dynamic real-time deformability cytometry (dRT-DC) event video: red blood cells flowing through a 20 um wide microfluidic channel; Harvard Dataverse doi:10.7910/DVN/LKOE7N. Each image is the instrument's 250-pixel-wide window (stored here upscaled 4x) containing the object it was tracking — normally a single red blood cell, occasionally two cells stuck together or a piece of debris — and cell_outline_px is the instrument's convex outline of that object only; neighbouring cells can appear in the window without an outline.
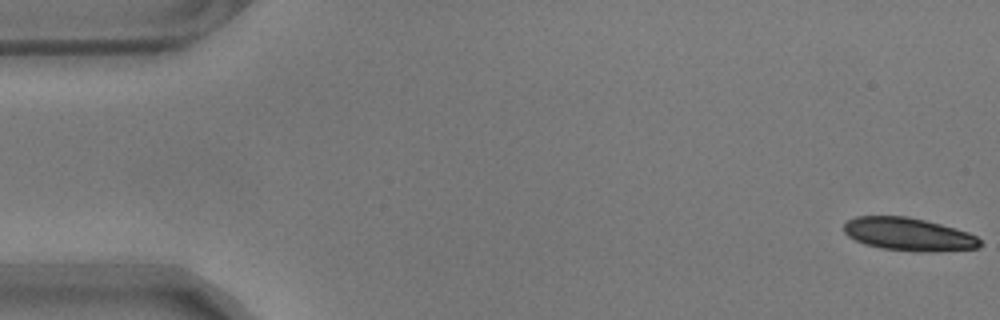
{"species": "common noctule bat (a hibernating species)", "species_latin": "Nyctalus noctula", "temperature_condition": "warm", "stored_images_in_passage": 18, "camera_frame_rate_fps": 3000, "um_per_image_px": 0.085, "animal": {"sex": "male", "body_mass_g": 17.9}, "frame": {"image": 1, "passage_image": 1, "time_ms": 0.0, "image_size_px": [1000, 320], "cell_outline_px": [[984, 244], [980, 248], [932, 252], [916, 252], [880, 248], [864, 244], [848, 236], [844, 232], [844, 224], [848, 220], [856, 216], [908, 216], [940, 224], [968, 232], [976, 236]], "centroid_in_image_um": [77.25, 19.92], "position_along_channel_um": 7.8, "area_um2": 26.36}}
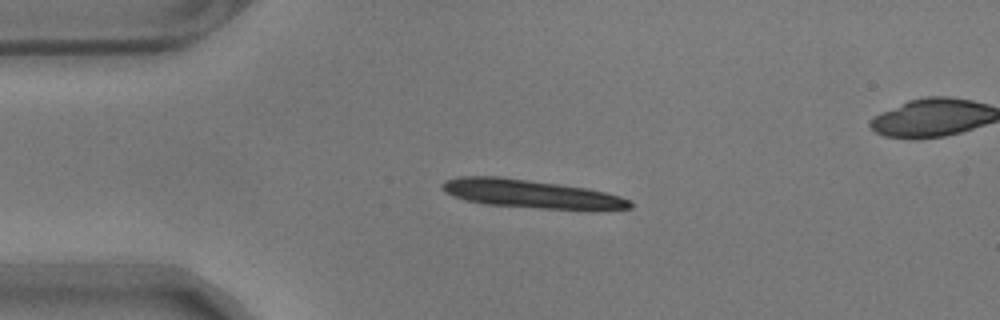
{"frame": {"image": 2, "passage_image": 13, "time_ms": 4.0, "image_size_px": [1000, 320], "cell_outline_px": [[632, 208], [592, 212], [488, 204], [464, 200], [452, 196], [444, 192], [440, 188], [440, 184], [444, 180], [460, 176], [500, 176], [560, 184], [588, 188], [620, 196], [632, 200]], "centroid_in_image_um": [45.2, 16.5], "position_along_channel_um": 39.8, "area_um2": 31.96}}